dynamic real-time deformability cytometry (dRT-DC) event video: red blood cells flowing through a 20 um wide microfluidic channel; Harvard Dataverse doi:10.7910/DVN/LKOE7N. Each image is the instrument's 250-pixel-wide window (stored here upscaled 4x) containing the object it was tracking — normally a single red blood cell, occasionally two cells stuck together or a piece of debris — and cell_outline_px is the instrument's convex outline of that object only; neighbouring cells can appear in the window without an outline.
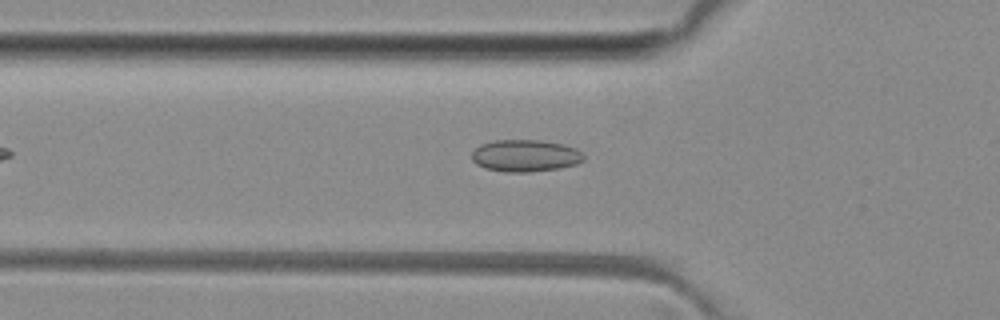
{"species": "common noctule bat (a hibernating species)", "species_latin": "Nyctalus noctula", "temperature_condition": "room temperature", "stored_images_in_passage": 27, "camera_frame_rate_fps": 3000, "um_per_image_px": 0.085, "animal": {"sex": "female", "body_mass_g": 29.2, "forearm_length_mm": 56.3}, "frame": {"image": 1, "passage_image": 3, "time_ms": 0.667, "image_size_px": [1000, 320], "cell_outline_px": [[584, 160], [576, 164], [560, 168], [528, 172], [504, 172], [484, 168], [476, 164], [472, 160], [472, 152], [480, 144], [496, 140], [540, 140], [564, 144], [576, 148], [584, 156]], "centroid_in_image_um": [44.64, 13.23], "position_along_channel_um": 81.2, "area_um2": 20.98}}
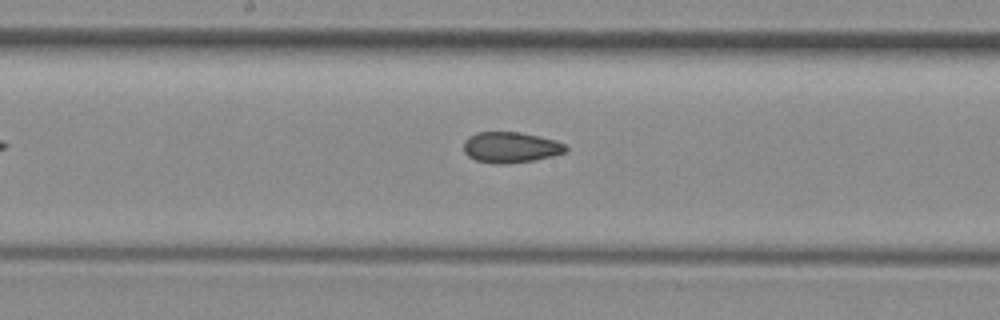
{"frame": {"image": 2, "passage_image": 12, "time_ms": 3.667, "image_size_px": [1000, 320], "cell_outline_px": [[568, 148], [564, 152], [552, 156], [532, 160], [504, 164], [496, 164], [476, 160], [468, 156], [464, 152], [464, 140], [468, 136], [476, 132], [520, 132], [556, 140], [564, 144]], "centroid_in_image_um": [43.37, 12.51], "position_along_channel_um": 204.8, "area_um2": 18.26}}
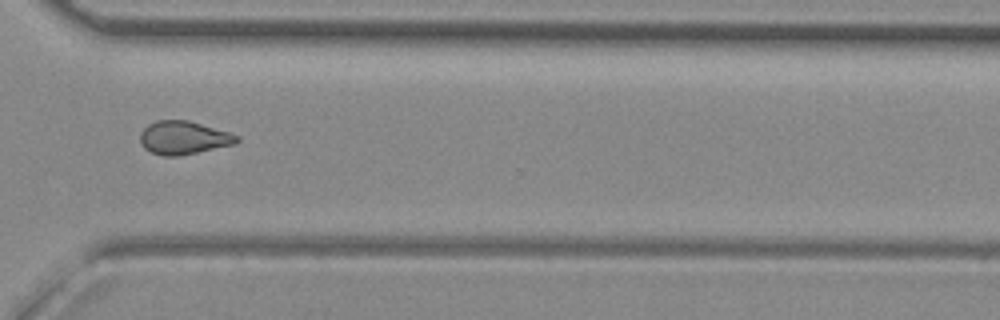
{"frame": {"image": 3, "passage_image": 23, "time_ms": 7.333, "image_size_px": [1000, 320], "cell_outline_px": [[240, 140], [236, 144], [176, 156], [164, 156], [152, 152], [144, 148], [140, 144], [140, 132], [148, 124], [156, 120], [188, 120], [228, 132], [240, 136]], "centroid_in_image_um": [15.59, 11.7], "position_along_channel_um": 355.0, "area_um2": 18.67}, "authors_computed_cell_mechanics": {"area_um2": 18.5538, "velocity_mm_per_s": 4.1063, "shape_relaxation_time_tau1_ms": null, "shape_relaxation_time_tau2_ms": 2.0775, "deformation_change_tau1": null, "deformation_change_tau2": 0.0677}}